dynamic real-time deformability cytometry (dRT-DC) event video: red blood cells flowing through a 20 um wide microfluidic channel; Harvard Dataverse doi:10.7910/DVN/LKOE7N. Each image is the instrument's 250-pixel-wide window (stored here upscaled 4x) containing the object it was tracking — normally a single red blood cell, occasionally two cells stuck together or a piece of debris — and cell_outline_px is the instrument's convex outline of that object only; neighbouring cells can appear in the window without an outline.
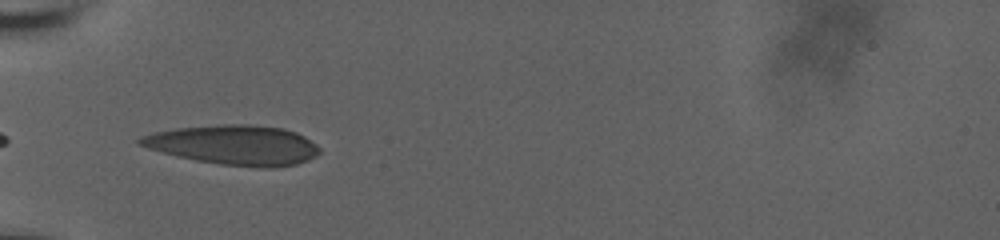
{"species": "human", "species_latin": "Homo sapiens", "temperature_condition": "room temperature", "stored_images_in_passage": 36, "camera_frame_rate_fps": 3000, "um_per_image_px": 0.085, "donor": {"sex": "male"}, "frame": {"image": 1, "passage_image": 1, "time_ms": 0.0, "image_size_px": [1000, 240], "cell_outline_px": [[320, 152], [316, 156], [308, 160], [296, 164], [276, 168], [260, 168], [220, 164], [196, 160], [176, 156], [148, 148], [136, 144], [136, 140], [140, 136], [156, 132], [176, 128], [224, 124], [248, 124], [284, 128], [296, 132], [304, 136], [316, 144], [320, 148]], "centroid_in_image_um": [19.91, 12.33], "position_along_channel_um": 65.1, "area_um2": 41.73}}
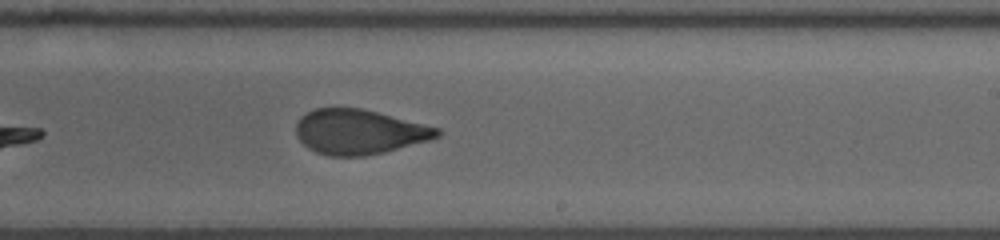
{"frame": {"image": 2, "passage_image": 17, "time_ms": 5.333, "image_size_px": [1000, 240], "cell_outline_px": [[440, 136], [428, 140], [384, 152], [364, 156], [332, 156], [316, 152], [308, 148], [296, 136], [296, 124], [300, 116], [316, 108], [360, 108], [440, 128]], "centroid_in_image_um": [30.49, 11.21], "position_along_channel_um": 258.5, "area_um2": 36.53}}
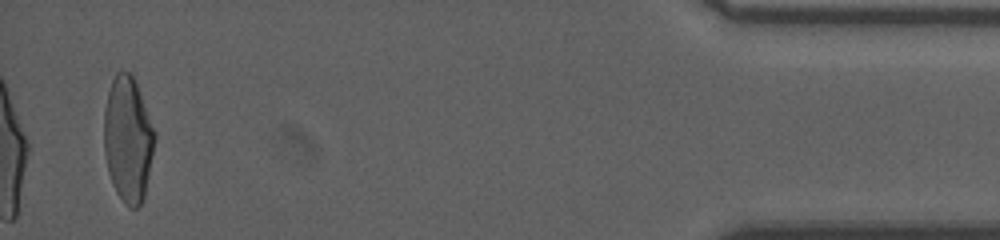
{"frame": {"image": 3, "passage_image": 36, "time_ms": 11.667, "image_size_px": [1000, 240], "cell_outline_px": [[156, 140], [144, 196], [140, 204], [136, 208], [128, 208], [124, 204], [116, 192], [112, 184], [108, 172], [104, 152], [104, 108], [108, 92], [112, 80], [116, 72], [132, 72], [156, 136]], "centroid_in_image_um": [10.86, 11.86], "position_along_channel_um": 424.3, "area_um2": 37.05}, "authors_computed_cell_mechanics": {"area_um2": 38.0613, "velocity_mm_per_s": 3.7489, "shape_relaxation_time_tau1_ms": 8.0663, "shape_relaxation_time_tau2_ms": 1.2059, "deformation_change_tau1": 0.2467, "deformation_change_tau2": 0.0785}}